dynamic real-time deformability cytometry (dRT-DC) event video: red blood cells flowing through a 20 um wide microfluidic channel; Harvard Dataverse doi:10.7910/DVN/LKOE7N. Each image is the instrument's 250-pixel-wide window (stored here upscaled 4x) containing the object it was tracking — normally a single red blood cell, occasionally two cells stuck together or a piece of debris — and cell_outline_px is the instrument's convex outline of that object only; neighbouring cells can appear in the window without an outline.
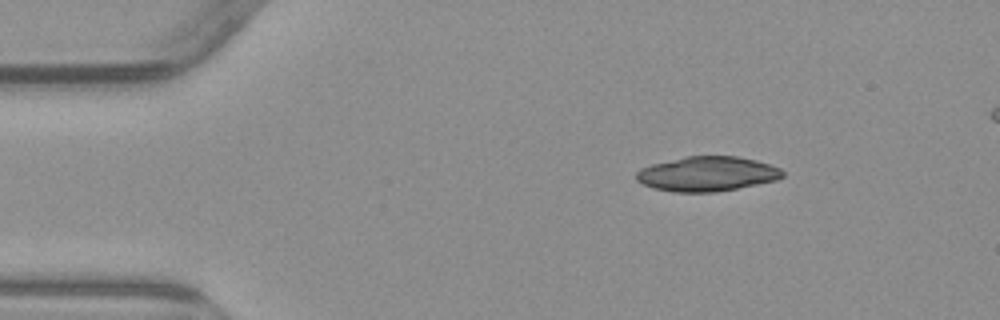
{"species": "common noctule bat (a hibernating species)", "species_latin": "Nyctalus noctula", "temperature_condition": "warm", "stored_images_in_passage": 2, "camera_frame_rate_fps": 3000, "um_per_image_px": 0.085, "animal": {"sex": "male", "body_mass_g": 23.1, "forearm_length_mm": 52.7}, "frame": {"image": 1, "passage_image": 2, "time_ms": 1.333, "image_size_px": [1000, 320], "cell_outline_px": [[784, 176], [776, 180], [716, 192], [672, 192], [652, 188], [636, 180], [636, 172], [640, 168], [652, 164], [684, 156], [736, 156], [756, 160], [780, 168], [784, 172]], "centroid_in_image_um": [60.08, 14.78], "position_along_channel_um": 24.9, "area_um2": 29.59}}